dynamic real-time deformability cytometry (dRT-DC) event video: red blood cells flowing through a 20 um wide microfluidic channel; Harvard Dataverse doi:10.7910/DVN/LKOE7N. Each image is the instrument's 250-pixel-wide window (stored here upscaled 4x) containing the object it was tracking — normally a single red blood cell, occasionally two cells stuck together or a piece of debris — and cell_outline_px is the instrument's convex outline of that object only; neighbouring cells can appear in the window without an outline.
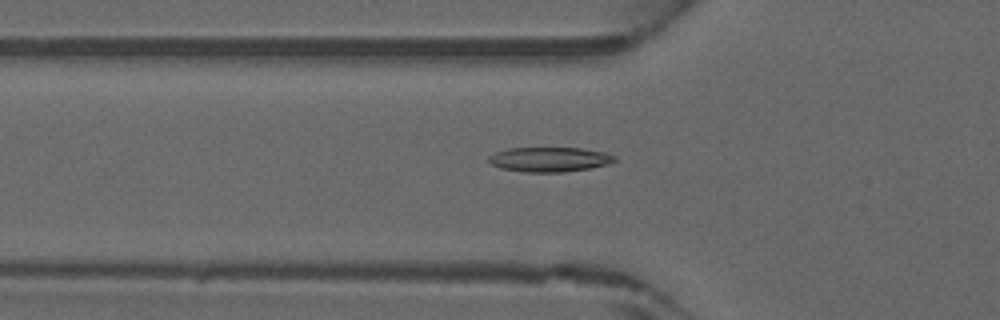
{"species": "common noctule bat (a hibernating species)", "species_latin": "Nyctalus noctula", "temperature_condition": "warm", "stored_images_in_passage": 42, "camera_frame_rate_fps": 3000, "um_per_image_px": 0.085, "animal": {"sex": "male", "forearm_length_mm": 52.5}, "frame": {"image": 1, "passage_image": 16, "time_ms": 5.0, "image_size_px": [1000, 320], "cell_outline_px": [[616, 160], [608, 164], [588, 168], [564, 172], [524, 172], [500, 168], [492, 164], [488, 160], [488, 156], [496, 152], [508, 148], [580, 148], [604, 152], [616, 156]], "centroid_in_image_um": [46.69, 13.55], "position_along_channel_um": 79.1, "area_um2": 18.03}}
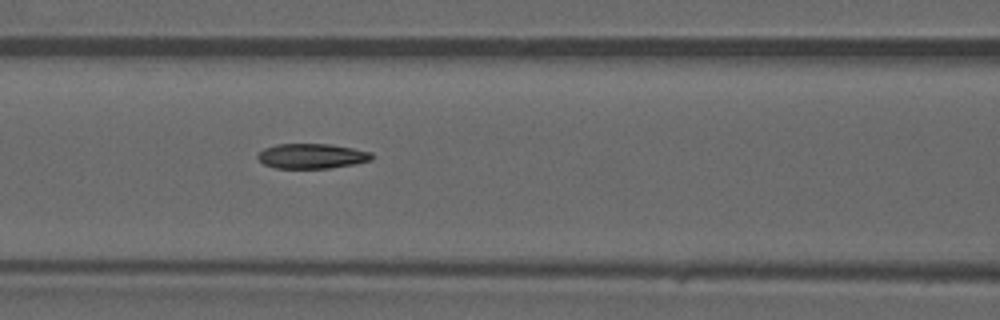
{"frame": {"image": 2, "passage_image": 20, "time_ms": 6.333, "image_size_px": [1000, 320], "cell_outline_px": [[372, 160], [356, 164], [328, 168], [276, 168], [264, 164], [256, 156], [264, 148], [276, 144], [332, 144], [372, 152]], "centroid_in_image_um": [26.52, 13.26], "position_along_channel_um": 140.1, "area_um2": 16.59}}
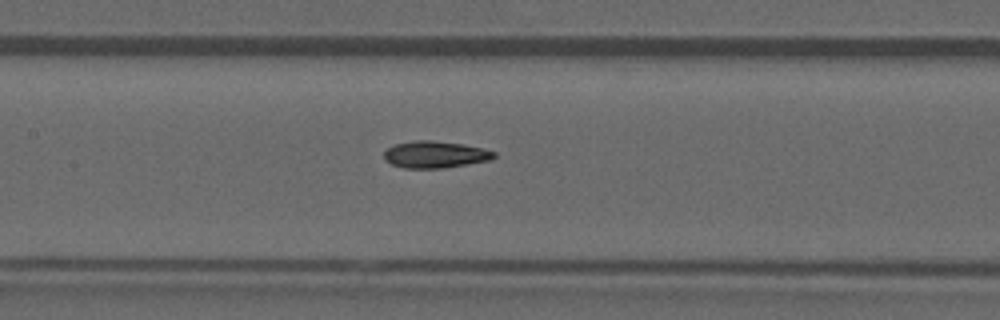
{"frame": {"image": 3, "passage_image": 22, "time_ms": 7.0, "image_size_px": [1000, 320], "cell_outline_px": [[496, 156], [492, 160], [444, 168], [404, 168], [392, 164], [384, 160], [384, 152], [388, 148], [396, 144], [412, 140], [432, 140], [464, 144], [484, 148], [496, 152]], "centroid_in_image_um": [37.02, 13.13], "position_along_channel_um": 170.4, "area_um2": 17.4}}